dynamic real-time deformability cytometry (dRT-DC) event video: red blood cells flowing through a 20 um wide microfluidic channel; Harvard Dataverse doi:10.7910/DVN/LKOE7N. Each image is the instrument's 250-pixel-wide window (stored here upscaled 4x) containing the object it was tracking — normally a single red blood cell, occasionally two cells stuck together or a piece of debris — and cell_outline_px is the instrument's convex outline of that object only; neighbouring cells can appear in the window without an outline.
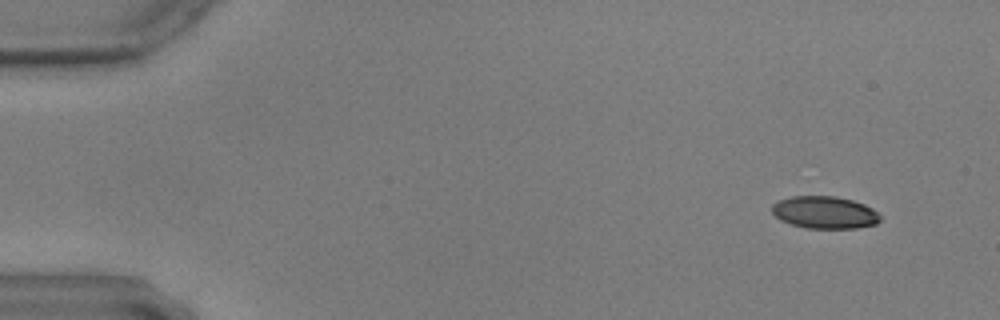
{"species": "common noctule bat (a hibernating species)", "species_latin": "Nyctalus noctula", "temperature_condition": "warm", "stored_images_in_passage": 4, "camera_frame_rate_fps": 3000, "um_per_image_px": 0.085, "animal": {"sex": "male", "body_mass_g": 17.9, "forearm_length_mm": 54.2}, "frame": {"image": 1, "passage_image": 1, "time_ms": 0.0, "image_size_px": [1000, 320], "cell_outline_px": [[880, 220], [876, 224], [856, 228], [808, 228], [792, 224], [780, 220], [772, 212], [772, 204], [780, 200], [792, 196], [836, 196], [852, 200], [864, 204], [872, 208], [880, 216]], "centroid_in_image_um": [70.1, 18.05], "position_along_channel_um": 14.9, "area_um2": 20.29}}